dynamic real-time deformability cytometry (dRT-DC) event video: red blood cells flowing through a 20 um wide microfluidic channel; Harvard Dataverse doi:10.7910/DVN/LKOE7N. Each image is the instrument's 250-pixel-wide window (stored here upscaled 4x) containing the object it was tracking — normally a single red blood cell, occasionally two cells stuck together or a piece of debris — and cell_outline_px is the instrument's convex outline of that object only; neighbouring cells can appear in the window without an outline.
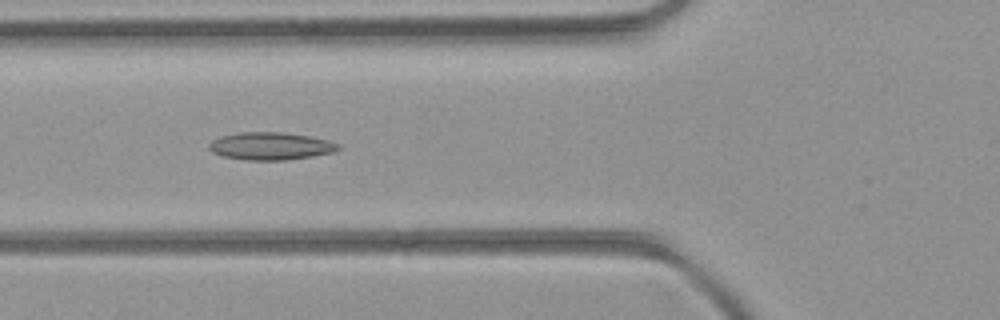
{"species": "common noctule bat (a hibernating species)", "species_latin": "Nyctalus noctula", "temperature_condition": "room temperature", "stored_images_in_passage": 41, "camera_frame_rate_fps": 3000, "um_per_image_px": 0.085, "animal": {"sex": "female", "body_mass_g": 21.9}, "frame": {"image": 1, "passage_image": 9, "time_ms": 2.667, "image_size_px": [1000, 320], "cell_outline_px": [[340, 148], [332, 152], [312, 156], [284, 160], [244, 160], [220, 156], [212, 152], [208, 148], [208, 144], [212, 140], [220, 136], [240, 132], [280, 132], [308, 136], [328, 140], [340, 144]], "centroid_in_image_um": [22.95, 12.42], "position_along_channel_um": 102.9, "area_um2": 20.81}}
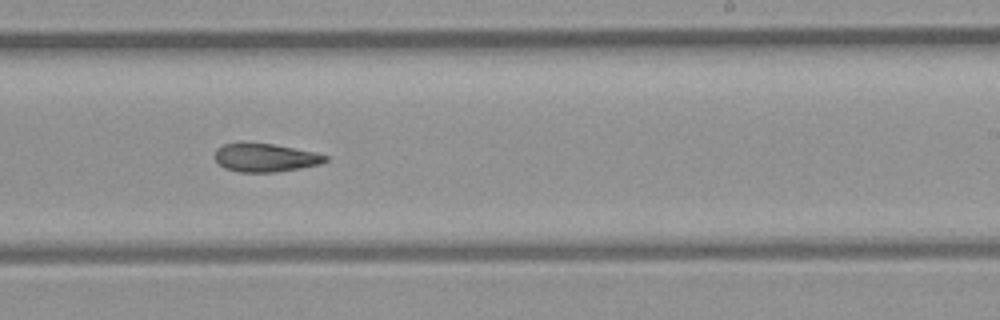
{"frame": {"image": 2, "passage_image": 21, "time_ms": 6.667, "image_size_px": [1000, 320], "cell_outline_px": [[328, 160], [320, 164], [300, 168], [276, 172], [236, 172], [224, 168], [212, 156], [216, 148], [224, 144], [240, 140], [248, 140], [272, 144], [312, 152], [328, 156]], "centroid_in_image_um": [22.44, 13.37], "position_along_channel_um": 266.6, "area_um2": 18.79}}
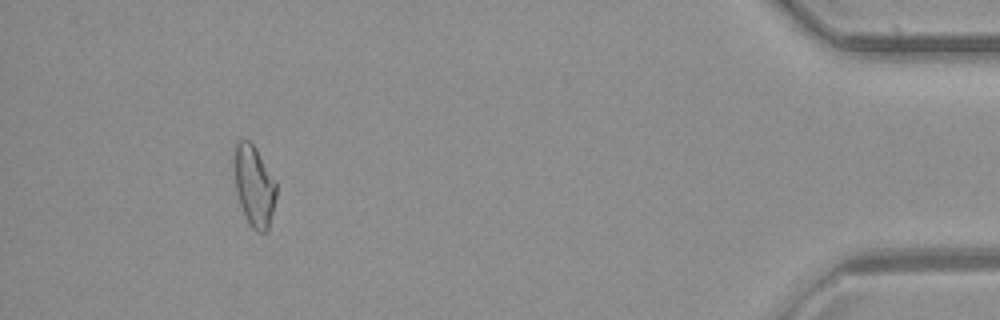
{"frame": {"image": 3, "passage_image": 37, "time_ms": 12.0, "image_size_px": [1000, 320], "cell_outline_px": [[276, 196], [268, 232], [256, 232], [252, 228], [244, 216], [236, 192], [236, 144], [240, 140], [248, 140], [256, 148], [276, 180]], "centroid_in_image_um": [21.64, 15.86], "position_along_channel_um": 413.6, "area_um2": 19.54}}